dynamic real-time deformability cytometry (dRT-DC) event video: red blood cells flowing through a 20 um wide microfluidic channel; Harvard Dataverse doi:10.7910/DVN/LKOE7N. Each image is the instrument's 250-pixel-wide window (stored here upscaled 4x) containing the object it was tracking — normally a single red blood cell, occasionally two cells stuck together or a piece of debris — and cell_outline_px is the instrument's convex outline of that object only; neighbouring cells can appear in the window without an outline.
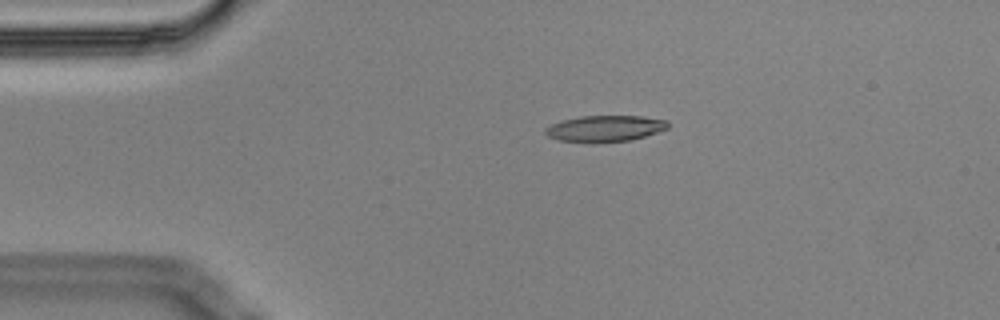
{"species": "Egyptian fruit bat (a non-hibernating species)", "species_latin": "Rousettus aegyptiacus", "temperature_condition": "cold", "stored_images_in_passage": 8, "camera_frame_rate_fps": 3000, "um_per_image_px": 0.085, "animal": {"sex": "male"}, "frame": {"image": 1, "passage_image": 2, "time_ms": 0.333, "image_size_px": [1000, 320], "cell_outline_px": [[668, 128], [632, 140], [592, 144], [556, 140], [548, 136], [544, 132], [544, 128], [560, 120], [580, 116], [640, 116], [668, 120]], "centroid_in_image_um": [51.36, 10.94], "position_along_channel_um": 33.6, "area_um2": 19.13}}
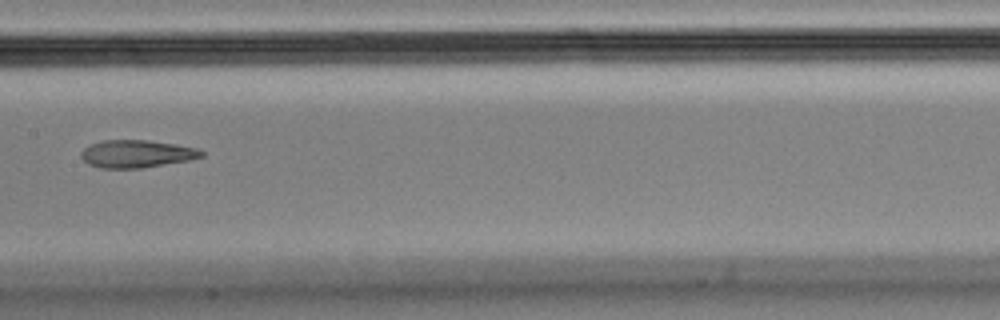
{"frame": {"image": 2, "passage_image": 7, "time_ms": 2.0, "image_size_px": [1000, 320], "cell_outline_px": [[204, 156], [192, 160], [140, 168], [100, 168], [88, 164], [80, 156], [80, 152], [84, 148], [92, 144], [104, 140], [148, 140], [176, 144], [196, 148], [204, 152]], "centroid_in_image_um": [11.63, 13.08], "position_along_channel_um": 195.8, "area_um2": 19.42}}
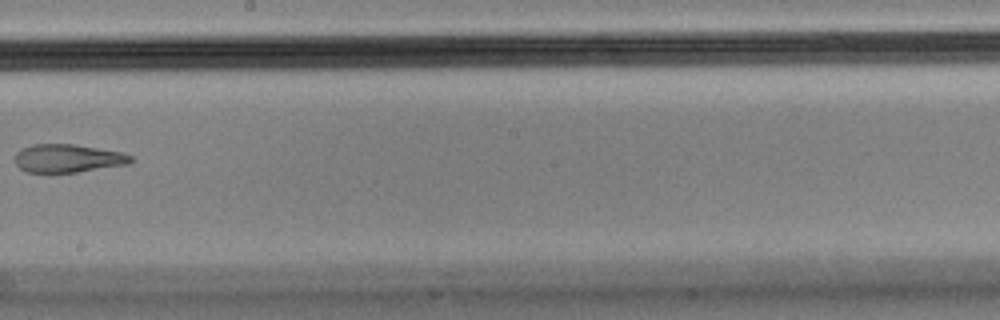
{"frame": {"image": 3, "passage_image": 8, "time_ms": 2.333, "image_size_px": [1000, 320], "cell_outline_px": [[132, 160], [128, 164], [76, 172], [48, 176], [24, 172], [16, 164], [16, 152], [32, 144], [72, 144], [124, 152], [132, 156]], "centroid_in_image_um": [5.71, 13.5], "position_along_channel_um": 242.5, "area_um2": 19.65}}